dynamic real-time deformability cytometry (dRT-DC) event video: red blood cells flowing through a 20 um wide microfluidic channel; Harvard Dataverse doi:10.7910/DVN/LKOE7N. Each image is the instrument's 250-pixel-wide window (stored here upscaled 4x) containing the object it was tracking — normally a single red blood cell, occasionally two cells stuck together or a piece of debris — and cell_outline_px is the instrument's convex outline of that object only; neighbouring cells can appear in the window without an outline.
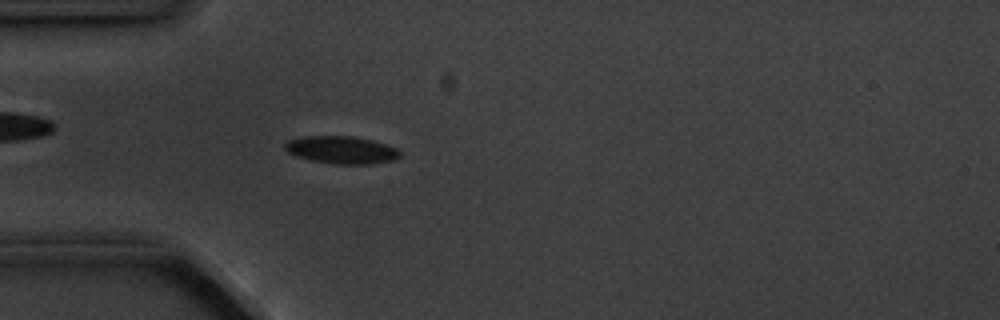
{"species": "common noctule bat (a hibernating species)", "species_latin": "Nyctalus noctula", "temperature_condition": "cold", "stored_images_in_passage": 3, "camera_frame_rate_fps": 3000, "um_per_image_px": 0.085, "animal": {"sex": "male", "body_mass_g": 20.1, "forearm_length_mm": 53.5}, "frame": {"image": 1, "passage_image": 3, "time_ms": 2.333, "image_size_px": [1000, 320], "cell_outline_px": [[400, 156], [392, 160], [368, 164], [332, 164], [308, 160], [296, 156], [288, 152], [284, 148], [284, 144], [288, 140], [304, 136], [352, 136], [372, 140], [388, 144], [396, 148], [400, 152]], "centroid_in_image_um": [29.0, 12.74], "position_along_channel_um": 56.0, "area_um2": 18.55}}